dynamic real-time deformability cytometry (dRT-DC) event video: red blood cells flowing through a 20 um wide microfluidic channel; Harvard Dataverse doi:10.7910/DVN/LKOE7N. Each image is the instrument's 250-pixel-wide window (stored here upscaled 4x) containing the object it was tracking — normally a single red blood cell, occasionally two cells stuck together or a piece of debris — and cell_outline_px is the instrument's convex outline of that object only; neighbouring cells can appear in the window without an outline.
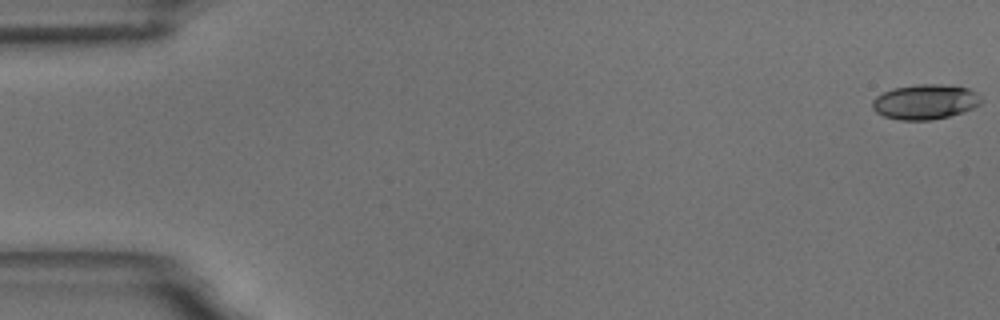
{"species": "common noctule bat (a hibernating species)", "species_latin": "Nyctalus noctula", "temperature_condition": "room temperature", "stored_images_in_passage": 58, "camera_frame_rate_fps": 3000, "um_per_image_px": 0.085, "animal": {"sex": "male", "body_mass_g": 18.8}, "frame": {"image": 1, "passage_image": 1, "time_ms": 0.0, "image_size_px": [1000, 320], "cell_outline_px": [[984, 100], [980, 104], [964, 112], [948, 116], [928, 120], [900, 120], [884, 116], [876, 112], [872, 108], [872, 100], [876, 96], [892, 88], [916, 84], [940, 84], [968, 88], [976, 92]], "centroid_in_image_um": [78.64, 8.65], "position_along_channel_um": 6.4, "area_um2": 22.25}}
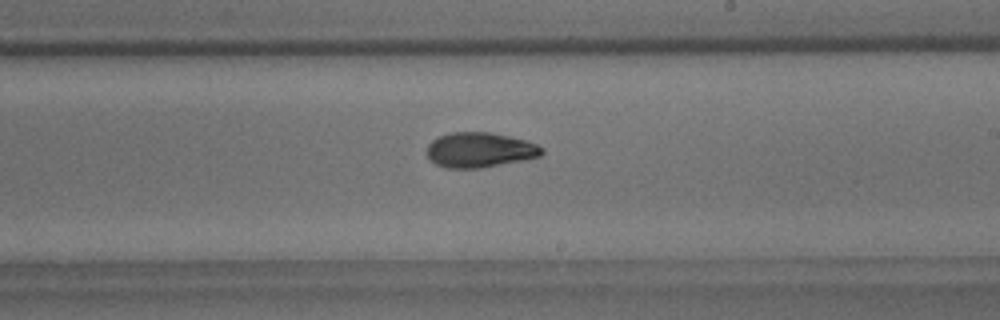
{"frame": {"image": 2, "passage_image": 34, "time_ms": 11.0, "image_size_px": [1000, 320], "cell_outline_px": [[544, 152], [540, 156], [524, 160], [480, 168], [444, 168], [436, 164], [428, 156], [428, 144], [432, 140], [440, 136], [452, 132], [488, 132], [528, 140], [544, 148]], "centroid_in_image_um": [40.81, 12.75], "position_along_channel_um": 248.2, "area_um2": 23.41}}
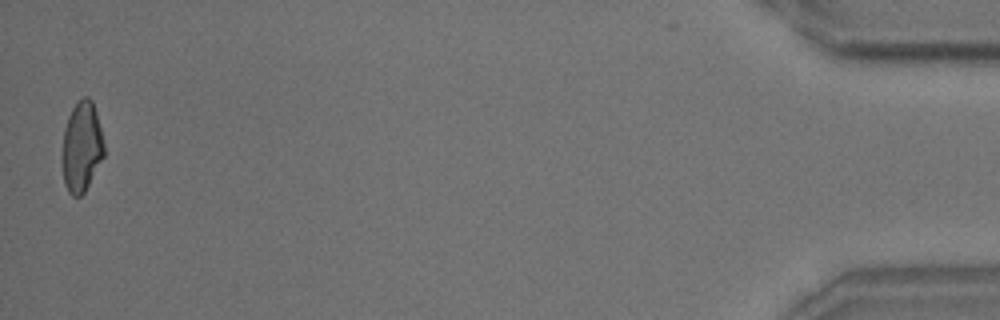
{"frame": {"image": 3, "passage_image": 57, "time_ms": 18.667, "image_size_px": [1000, 320], "cell_outline_px": [[104, 156], [84, 192], [80, 196], [72, 196], [68, 192], [64, 184], [64, 128], [68, 116], [76, 100], [84, 96], [88, 96], [92, 100], [96, 112], [104, 140]], "centroid_in_image_um": [6.97, 12.43], "position_along_channel_um": 428.2, "area_um2": 21.73}, "authors_computed_cell_mechanics": {"area_um2": 22.7154, "velocity_mm_per_s": 3.5401, "shape_relaxation_time_tau1_ms": 3.9429, "shape_relaxation_time_tau2_ms": 3.2127, "deformation_change_tau1": 0.1503, "deformation_change_tau2": 0.0721}}